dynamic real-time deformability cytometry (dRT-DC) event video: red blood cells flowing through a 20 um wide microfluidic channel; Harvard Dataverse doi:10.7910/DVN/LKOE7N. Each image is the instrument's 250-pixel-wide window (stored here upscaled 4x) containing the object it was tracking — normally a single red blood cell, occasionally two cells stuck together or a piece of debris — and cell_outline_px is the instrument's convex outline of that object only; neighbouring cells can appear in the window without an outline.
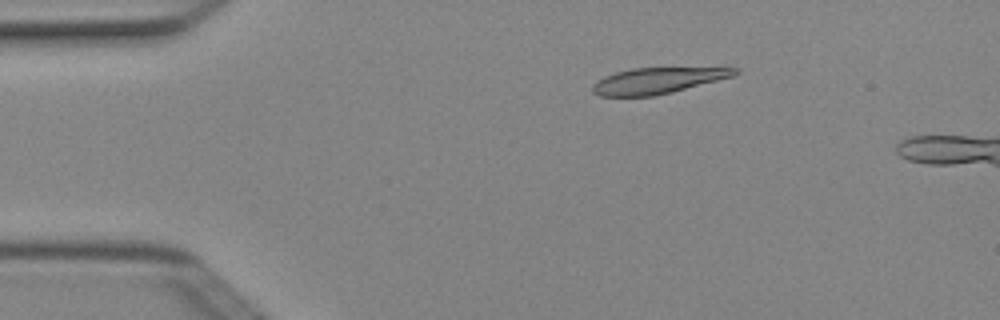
{"species": "Egyptian fruit bat (a non-hibernating species)", "species_latin": "Rousettus aegyptiacus", "temperature_condition": "cold", "stored_images_in_passage": 5, "camera_frame_rate_fps": 3000, "um_per_image_px": 0.085, "animal": {"sex": "female"}, "frame": {"image": 1, "passage_image": 3, "time_ms": 0.667, "image_size_px": [1000, 320], "cell_outline_px": [[740, 72], [732, 76], [672, 92], [652, 96], [600, 96], [592, 92], [592, 84], [596, 80], [604, 76], [616, 72], [632, 68], [740, 68]], "centroid_in_image_um": [55.83, 6.85], "position_along_channel_um": 29.2, "area_um2": 21.33}}